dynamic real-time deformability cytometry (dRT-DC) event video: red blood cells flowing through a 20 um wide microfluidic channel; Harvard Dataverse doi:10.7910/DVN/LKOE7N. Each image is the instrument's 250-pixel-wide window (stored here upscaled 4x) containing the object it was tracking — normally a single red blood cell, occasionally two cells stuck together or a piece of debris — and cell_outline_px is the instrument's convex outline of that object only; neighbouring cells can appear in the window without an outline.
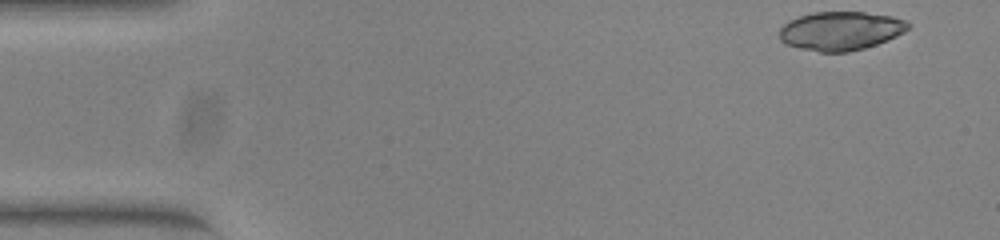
{"species": "common noctule bat (a hibernating species)", "species_latin": "Nyctalus noctula", "temperature_condition": "warm", "stored_images_in_passage": 49, "camera_frame_rate_fps": 3000, "um_per_image_px": 0.085, "animal": {"sex": "female", "body_mass_g": 23.0, "forearm_length_mm": 53.4}, "frame": {"image": 1, "passage_image": 1, "time_ms": 0.0, "image_size_px": [1000, 240], "cell_outline_px": [[912, 24], [904, 32], [888, 40], [864, 48], [848, 52], [820, 52], [800, 48], [788, 44], [780, 40], [780, 28], [788, 20], [812, 12], [864, 12], [892, 16], [908, 20]], "centroid_in_image_um": [71.48, 2.61], "position_along_channel_um": 13.5, "area_um2": 29.13}}